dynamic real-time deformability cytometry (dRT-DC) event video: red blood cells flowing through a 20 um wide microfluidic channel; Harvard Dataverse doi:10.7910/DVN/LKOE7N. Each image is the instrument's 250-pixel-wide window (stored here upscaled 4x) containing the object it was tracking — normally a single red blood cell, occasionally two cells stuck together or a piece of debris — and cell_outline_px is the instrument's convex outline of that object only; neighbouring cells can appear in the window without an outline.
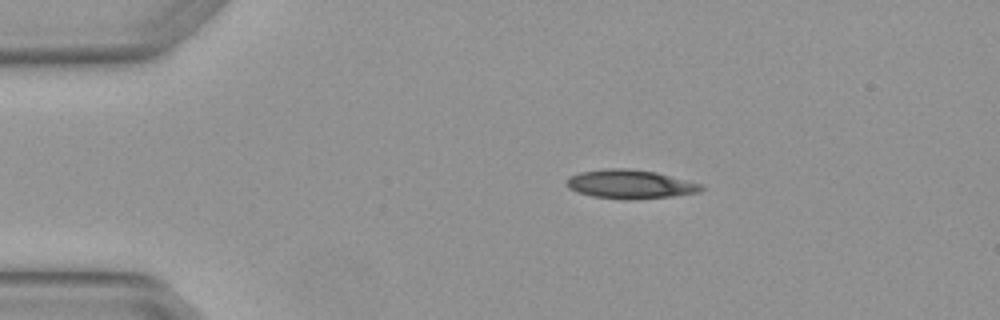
{"species": "Egyptian fruit bat (a non-hibernating species)", "species_latin": "Rousettus aegyptiacus", "temperature_condition": "warm", "stored_images_in_passage": 4, "camera_frame_rate_fps": 3000, "um_per_image_px": 0.085, "animal": {"sex": "female"}, "frame": {"image": 1, "passage_image": 2, "time_ms": 0.333, "image_size_px": [1000, 320], "cell_outline_px": [[704, 188], [700, 192], [676, 196], [628, 200], [592, 196], [576, 192], [568, 188], [564, 184], [568, 176], [580, 172], [604, 168], [628, 168], [656, 172], [704, 184]], "centroid_in_image_um": [53.55, 15.65], "position_along_channel_um": 31.4, "area_um2": 23.06}}
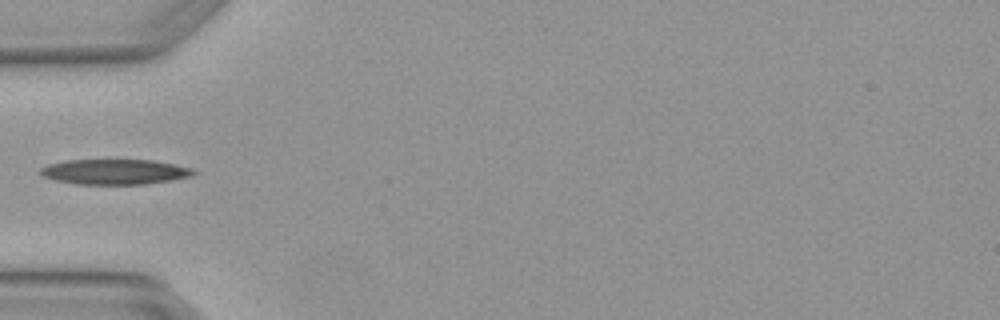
{"frame": {"image": 2, "passage_image": 4, "time_ms": 1.0, "image_size_px": [1000, 320], "cell_outline_px": [[200, 172], [192, 176], [144, 184], [76, 184], [56, 180], [44, 176], [36, 172], [40, 168], [48, 164], [64, 160], [152, 160], [192, 168]], "centroid_in_image_um": [9.73, 14.6], "position_along_channel_um": 75.3, "area_um2": 22.48}}